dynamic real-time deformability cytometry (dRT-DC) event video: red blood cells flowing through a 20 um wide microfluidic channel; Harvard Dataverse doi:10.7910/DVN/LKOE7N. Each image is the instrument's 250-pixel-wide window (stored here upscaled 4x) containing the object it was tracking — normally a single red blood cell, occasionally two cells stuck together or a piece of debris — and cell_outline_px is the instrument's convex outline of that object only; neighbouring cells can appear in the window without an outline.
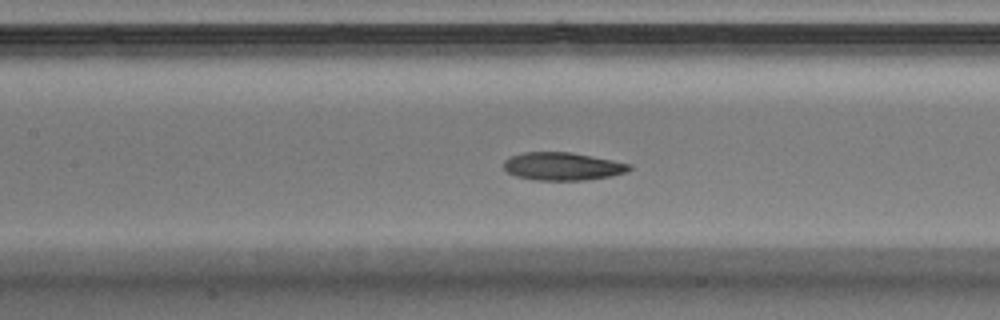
{"species": "Egyptian fruit bat (a non-hibernating species)", "species_latin": "Rousettus aegyptiacus", "temperature_condition": "warm", "stored_images_in_passage": 43, "camera_frame_rate_fps": 3000, "um_per_image_px": 0.085, "animal": {"sex": "male"}, "frame": {"image": 1, "passage_image": 15, "time_ms": 4.667, "image_size_px": [1000, 320], "cell_outline_px": [[632, 168], [628, 172], [612, 176], [584, 180], [536, 180], [516, 176], [508, 172], [504, 168], [504, 160], [508, 156], [524, 152], [572, 152], [632, 164]], "centroid_in_image_um": [47.83, 14.13], "position_along_channel_um": 159.6, "area_um2": 20.58}}
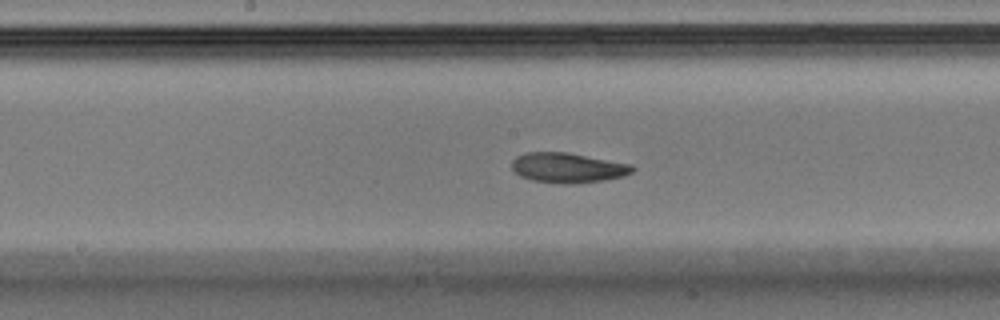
{"frame": {"image": 2, "passage_image": 18, "time_ms": 5.667, "image_size_px": [1000, 320], "cell_outline_px": [[636, 168], [632, 172], [624, 176], [604, 180], [576, 184], [560, 184], [532, 180], [520, 176], [512, 168], [512, 160], [516, 156], [524, 152], [568, 152], [632, 164]], "centroid_in_image_um": [48.27, 14.26], "position_along_channel_um": 199.9, "area_um2": 21.33}}
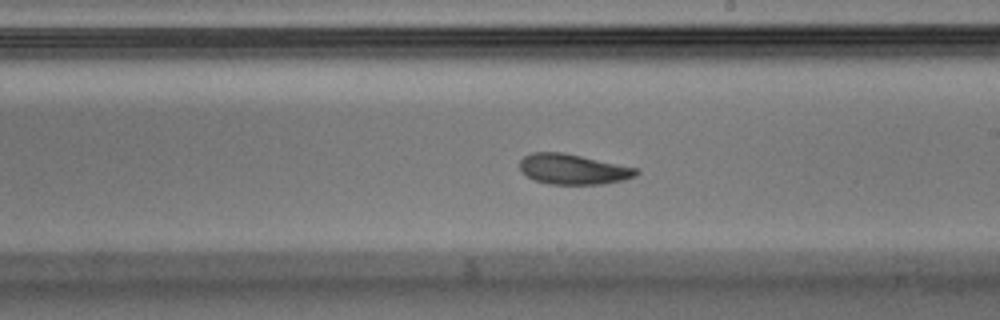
{"frame": {"image": 3, "passage_image": 21, "time_ms": 6.667, "image_size_px": [1000, 320], "cell_outline_px": [[640, 172], [636, 176], [624, 180], [600, 184], [548, 184], [536, 180], [520, 172], [520, 160], [524, 156], [532, 152], [564, 152], [636, 168]], "centroid_in_image_um": [48.69, 14.38], "position_along_channel_um": 240.3, "area_um2": 20.52}, "authors_computed_cell_mechanics": {"area_um2": 21.2704, "velocity_mm_per_s": 4.0491, "shape_relaxation_time_tau1_ms": 4.2993, "shape_relaxation_time_tau2_ms": 3.2433, "deformation_change_tau1": 0.1306, "deformation_change_tau2": 0.0977}}